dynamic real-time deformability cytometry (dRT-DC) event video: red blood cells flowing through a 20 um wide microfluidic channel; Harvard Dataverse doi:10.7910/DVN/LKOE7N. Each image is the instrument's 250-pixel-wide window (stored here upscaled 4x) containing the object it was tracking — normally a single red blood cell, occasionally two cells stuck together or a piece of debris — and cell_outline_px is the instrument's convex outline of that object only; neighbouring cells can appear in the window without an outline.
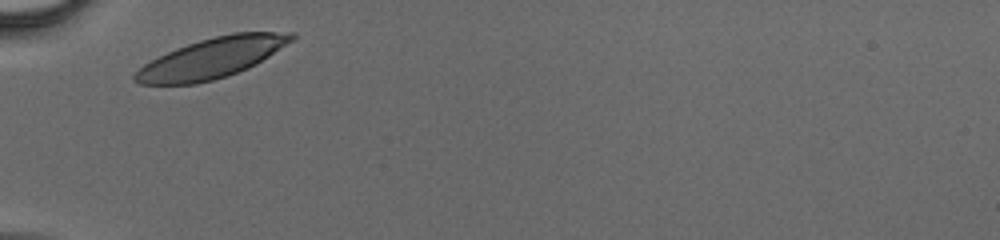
{"species": "human", "species_latin": "Homo sapiens", "temperature_condition": "cold", "stored_images_in_passage": 24, "camera_frame_rate_fps": 3000, "um_per_image_px": 0.085, "donor": {"sex": "male"}, "frame": {"image": 1, "passage_image": 1, "time_ms": 0.0, "image_size_px": [1000, 240], "cell_outline_px": [[296, 36], [292, 40], [256, 64], [248, 68], [212, 80], [196, 84], [140, 84], [132, 80], [132, 76], [144, 64], [176, 48], [200, 40], [232, 32], [296, 32]], "centroid_in_image_um": [17.99, 4.93], "position_along_channel_um": 67.0, "area_um2": 36.13}}
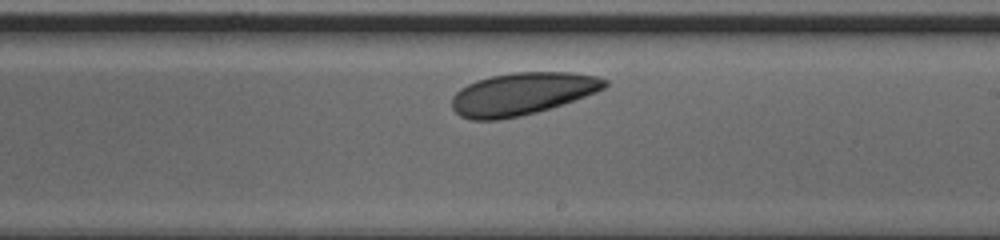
{"frame": {"image": 2, "passage_image": 14, "time_ms": 4.333, "image_size_px": [1000, 240], "cell_outline_px": [[608, 84], [604, 88], [596, 92], [536, 112], [520, 116], [500, 120], [472, 120], [460, 116], [452, 108], [452, 96], [460, 88], [476, 80], [492, 76], [516, 72], [568, 72], [596, 76], [608, 80]], "centroid_in_image_um": [44.34, 7.97], "position_along_channel_um": 244.7, "area_um2": 37.45}}
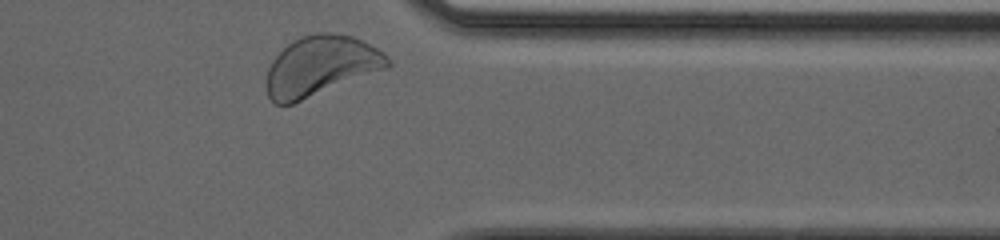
{"frame": {"image": 3, "passage_image": 24, "time_ms": 7.667, "image_size_px": [1000, 240], "cell_outline_px": [[392, 64], [388, 68], [292, 104], [276, 104], [268, 96], [264, 84], [268, 68], [272, 60], [288, 44], [304, 36], [316, 32], [328, 32], [352, 36], [384, 52], [392, 60]], "centroid_in_image_um": [27.26, 5.62], "position_along_channel_um": 384.1, "area_um2": 42.25}}